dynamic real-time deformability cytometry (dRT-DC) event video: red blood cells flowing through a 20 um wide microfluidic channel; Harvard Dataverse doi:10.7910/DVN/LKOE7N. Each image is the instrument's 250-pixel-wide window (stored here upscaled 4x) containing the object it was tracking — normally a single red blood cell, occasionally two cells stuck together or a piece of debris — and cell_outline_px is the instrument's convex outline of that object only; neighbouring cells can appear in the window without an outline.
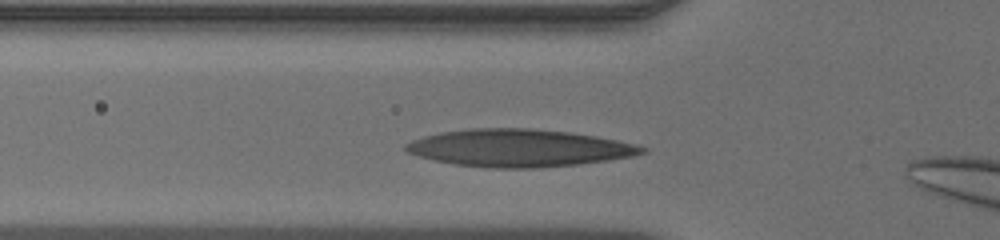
{"species": "human", "species_latin": "Homo sapiens", "temperature_condition": "warm", "stored_images_in_passage": 27, "camera_frame_rate_fps": 3000, "um_per_image_px": 0.085, "donor": {"sex": "male"}, "frame": {"image": 1, "passage_image": 4, "time_ms": 1.0, "image_size_px": [1000, 240], "cell_outline_px": [[648, 152], [632, 156], [608, 160], [580, 164], [540, 168], [492, 168], [452, 164], [432, 160], [408, 152], [404, 148], [404, 144], [412, 140], [424, 136], [440, 132], [468, 128], [528, 128], [572, 132], [596, 136], [616, 140], [648, 148]], "centroid_in_image_um": [44.1, 12.58], "position_along_channel_um": 81.7, "area_um2": 51.73}}
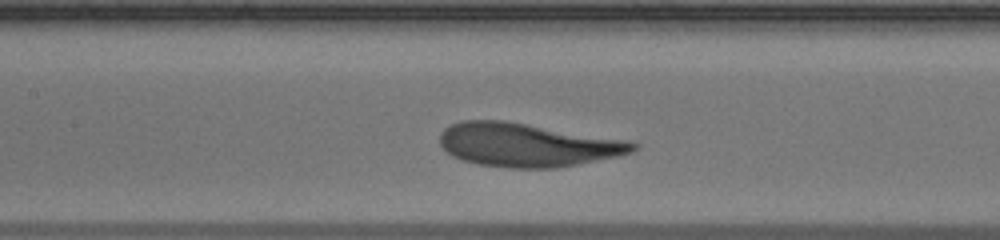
{"frame": {"image": 2, "passage_image": 10, "time_ms": 3.0, "image_size_px": [1000, 240], "cell_outline_px": [[640, 144], [632, 152], [616, 156], [580, 164], [556, 168], [508, 168], [476, 164], [452, 156], [440, 144], [440, 132], [444, 128], [460, 120], [504, 120], [624, 140]], "centroid_in_image_um": [44.77, 12.32], "position_along_channel_um": 162.6, "area_um2": 48.78}}
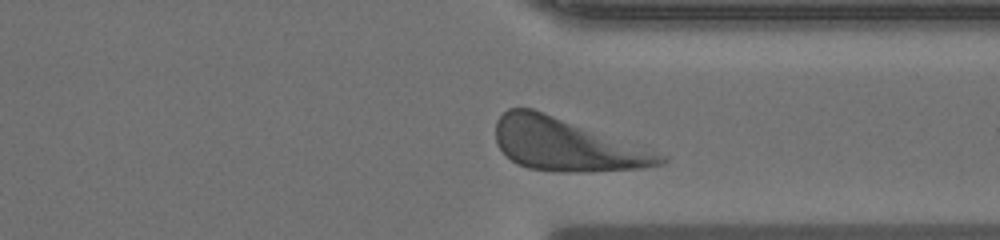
{"frame": {"image": 3, "passage_image": 25, "time_ms": 8.0, "image_size_px": [1000, 240], "cell_outline_px": [[668, 160], [664, 164], [644, 168], [588, 172], [564, 172], [528, 168], [516, 164], [496, 144], [496, 120], [508, 108], [532, 108], [668, 156]], "centroid_in_image_um": [48.13, 12.32], "position_along_channel_um": 363.3, "area_um2": 49.82}}